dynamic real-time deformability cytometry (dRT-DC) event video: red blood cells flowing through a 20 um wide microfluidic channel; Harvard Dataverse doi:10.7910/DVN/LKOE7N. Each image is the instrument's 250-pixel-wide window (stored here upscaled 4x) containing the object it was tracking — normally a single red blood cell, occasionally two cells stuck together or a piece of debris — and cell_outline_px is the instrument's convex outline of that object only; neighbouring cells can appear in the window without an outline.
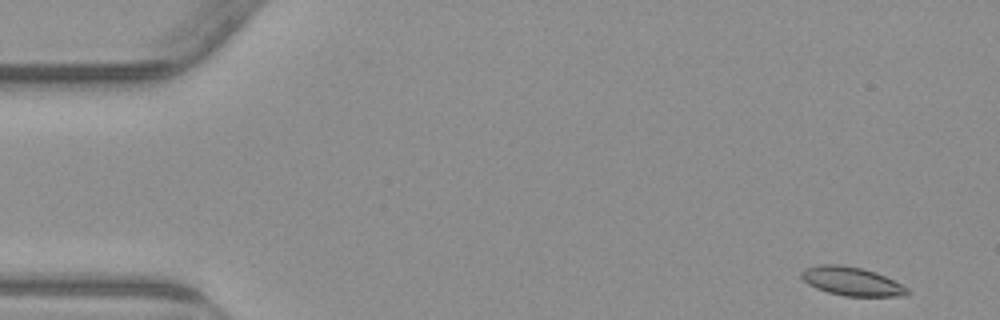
{"species": "common noctule bat (a hibernating species)", "species_latin": "Nyctalus noctula", "temperature_condition": "warm", "stored_images_in_passage": 52, "camera_frame_rate_fps": 3000, "um_per_image_px": 0.085, "animal": {"sex": "male", "body_mass_g": 23.1, "forearm_length_mm": 52.7}, "frame": {"image": 1, "passage_image": 1, "time_ms": 0.0, "image_size_px": [1000, 320], "cell_outline_px": [[912, 292], [908, 296], [844, 296], [828, 292], [816, 288], [808, 284], [800, 276], [800, 272], [804, 268], [820, 264], [840, 264], [864, 268], [876, 272], [908, 288]], "centroid_in_image_um": [72.39, 23.91], "position_along_channel_um": 12.6, "area_um2": 17.86}}
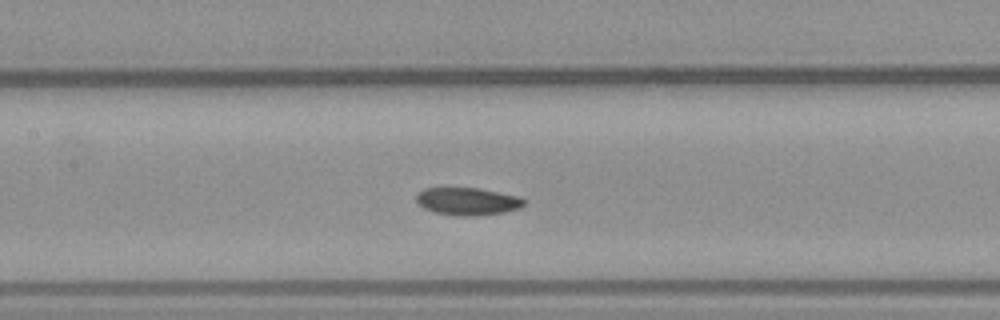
{"frame": {"image": 2, "passage_image": 23, "time_ms": 7.333, "image_size_px": [1000, 320], "cell_outline_px": [[528, 200], [520, 208], [504, 212], [476, 216], [460, 216], [436, 212], [424, 208], [416, 200], [416, 192], [424, 188], [480, 188], [520, 196]], "centroid_in_image_um": [39.78, 17.1], "position_along_channel_um": 167.6, "area_um2": 17.46}}
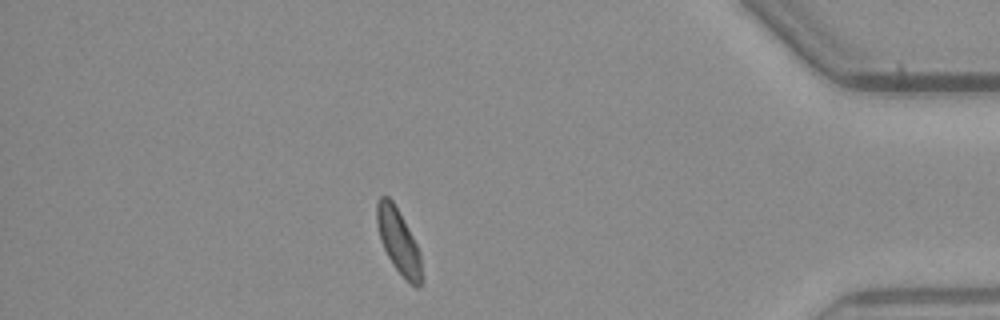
{"frame": {"image": 3, "passage_image": 45, "time_ms": 14.667, "image_size_px": [1000, 320], "cell_outline_px": [[424, 280], [420, 288], [416, 288], [392, 264], [380, 240], [376, 220], [376, 204], [380, 196], [388, 196], [392, 200], [412, 236], [420, 252], [424, 276]], "centroid_in_image_um": [33.9, 20.55], "position_along_channel_um": 401.3, "area_um2": 16.82}}